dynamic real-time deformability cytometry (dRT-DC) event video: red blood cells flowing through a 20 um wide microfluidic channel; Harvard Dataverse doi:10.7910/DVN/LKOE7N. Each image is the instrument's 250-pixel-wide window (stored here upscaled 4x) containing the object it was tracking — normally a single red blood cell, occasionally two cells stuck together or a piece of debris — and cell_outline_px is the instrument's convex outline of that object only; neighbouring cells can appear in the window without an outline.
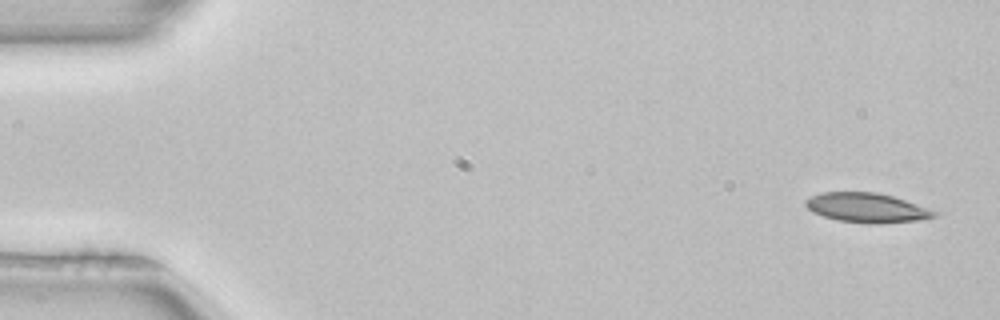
{"species": "common noctule bat (a hibernating species)", "species_latin": "Nyctalus noctula", "temperature_condition": "room temperature", "stored_images_in_passage": 3, "camera_frame_rate_fps": 3000, "um_per_image_px": 0.085, "animal": {"sex": "female", "body_mass_g": 22.7, "forearm_length_mm": 54.2}, "frame": {"image": 1, "passage_image": 1, "time_ms": 0.0, "image_size_px": [1000, 320], "cell_outline_px": [[940, 212], [936, 216], [924, 220], [876, 224], [868, 224], [836, 220], [812, 212], [804, 204], [804, 200], [812, 196], [824, 192], [876, 192], [940, 208]], "centroid_in_image_um": [73.84, 17.67], "position_along_channel_um": 11.2, "area_um2": 22.95}}